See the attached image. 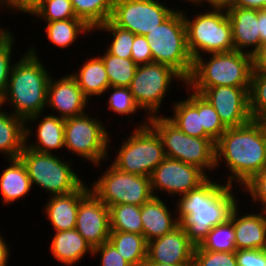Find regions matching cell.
Returning a JSON list of instances; mask_svg holds the SVG:
<instances>
[{
    "label": "cell",
    "mask_w": 266,
    "mask_h": 266,
    "mask_svg": "<svg viewBox=\"0 0 266 266\" xmlns=\"http://www.w3.org/2000/svg\"><path fill=\"white\" fill-rule=\"evenodd\" d=\"M192 266H238L235 252H214L195 246Z\"/></svg>",
    "instance_id": "cell-38"
},
{
    "label": "cell",
    "mask_w": 266,
    "mask_h": 266,
    "mask_svg": "<svg viewBox=\"0 0 266 266\" xmlns=\"http://www.w3.org/2000/svg\"><path fill=\"white\" fill-rule=\"evenodd\" d=\"M90 190L108 207L115 204L142 206L153 196L150 177L123 172L113 164L92 184Z\"/></svg>",
    "instance_id": "cell-11"
},
{
    "label": "cell",
    "mask_w": 266,
    "mask_h": 266,
    "mask_svg": "<svg viewBox=\"0 0 266 266\" xmlns=\"http://www.w3.org/2000/svg\"><path fill=\"white\" fill-rule=\"evenodd\" d=\"M100 58L105 65L110 87L129 88L138 65L132 59L114 56L107 50Z\"/></svg>",
    "instance_id": "cell-33"
},
{
    "label": "cell",
    "mask_w": 266,
    "mask_h": 266,
    "mask_svg": "<svg viewBox=\"0 0 266 266\" xmlns=\"http://www.w3.org/2000/svg\"><path fill=\"white\" fill-rule=\"evenodd\" d=\"M12 34L0 35V101L5 95L10 72L14 64L11 62V54L14 46V36Z\"/></svg>",
    "instance_id": "cell-39"
},
{
    "label": "cell",
    "mask_w": 266,
    "mask_h": 266,
    "mask_svg": "<svg viewBox=\"0 0 266 266\" xmlns=\"http://www.w3.org/2000/svg\"><path fill=\"white\" fill-rule=\"evenodd\" d=\"M79 69V73L72 72L71 75L89 100L91 96H101L110 87L105 65L100 56L89 58Z\"/></svg>",
    "instance_id": "cell-28"
},
{
    "label": "cell",
    "mask_w": 266,
    "mask_h": 266,
    "mask_svg": "<svg viewBox=\"0 0 266 266\" xmlns=\"http://www.w3.org/2000/svg\"><path fill=\"white\" fill-rule=\"evenodd\" d=\"M104 30L112 33V42L108 45L107 51L117 57L131 59L132 44L135 34L127 29L115 25L110 19L104 24L95 28V30Z\"/></svg>",
    "instance_id": "cell-36"
},
{
    "label": "cell",
    "mask_w": 266,
    "mask_h": 266,
    "mask_svg": "<svg viewBox=\"0 0 266 266\" xmlns=\"http://www.w3.org/2000/svg\"><path fill=\"white\" fill-rule=\"evenodd\" d=\"M174 11L158 0H114L110 20L135 35L145 36Z\"/></svg>",
    "instance_id": "cell-13"
},
{
    "label": "cell",
    "mask_w": 266,
    "mask_h": 266,
    "mask_svg": "<svg viewBox=\"0 0 266 266\" xmlns=\"http://www.w3.org/2000/svg\"><path fill=\"white\" fill-rule=\"evenodd\" d=\"M131 49V59L137 65L153 62L149 42L143 35H135Z\"/></svg>",
    "instance_id": "cell-44"
},
{
    "label": "cell",
    "mask_w": 266,
    "mask_h": 266,
    "mask_svg": "<svg viewBox=\"0 0 266 266\" xmlns=\"http://www.w3.org/2000/svg\"><path fill=\"white\" fill-rule=\"evenodd\" d=\"M10 33V30L8 29H3V28H0V35H3V34H8Z\"/></svg>",
    "instance_id": "cell-54"
},
{
    "label": "cell",
    "mask_w": 266,
    "mask_h": 266,
    "mask_svg": "<svg viewBox=\"0 0 266 266\" xmlns=\"http://www.w3.org/2000/svg\"><path fill=\"white\" fill-rule=\"evenodd\" d=\"M238 266H266V254L263 249H245L235 251Z\"/></svg>",
    "instance_id": "cell-45"
},
{
    "label": "cell",
    "mask_w": 266,
    "mask_h": 266,
    "mask_svg": "<svg viewBox=\"0 0 266 266\" xmlns=\"http://www.w3.org/2000/svg\"><path fill=\"white\" fill-rule=\"evenodd\" d=\"M92 31L95 30L79 18L47 22L46 26L48 41L61 49L72 45L79 34H92Z\"/></svg>",
    "instance_id": "cell-30"
},
{
    "label": "cell",
    "mask_w": 266,
    "mask_h": 266,
    "mask_svg": "<svg viewBox=\"0 0 266 266\" xmlns=\"http://www.w3.org/2000/svg\"><path fill=\"white\" fill-rule=\"evenodd\" d=\"M89 99L83 94L74 77L69 74L57 81L50 77L47 104L59 112L58 117L68 119L85 113Z\"/></svg>",
    "instance_id": "cell-18"
},
{
    "label": "cell",
    "mask_w": 266,
    "mask_h": 266,
    "mask_svg": "<svg viewBox=\"0 0 266 266\" xmlns=\"http://www.w3.org/2000/svg\"><path fill=\"white\" fill-rule=\"evenodd\" d=\"M254 120L260 126L264 138L266 139V113L257 116Z\"/></svg>",
    "instance_id": "cell-52"
},
{
    "label": "cell",
    "mask_w": 266,
    "mask_h": 266,
    "mask_svg": "<svg viewBox=\"0 0 266 266\" xmlns=\"http://www.w3.org/2000/svg\"><path fill=\"white\" fill-rule=\"evenodd\" d=\"M249 111L254 120L266 113V72L253 70L249 90Z\"/></svg>",
    "instance_id": "cell-37"
},
{
    "label": "cell",
    "mask_w": 266,
    "mask_h": 266,
    "mask_svg": "<svg viewBox=\"0 0 266 266\" xmlns=\"http://www.w3.org/2000/svg\"><path fill=\"white\" fill-rule=\"evenodd\" d=\"M194 249L195 245L179 224L168 234L147 243L146 262L192 265Z\"/></svg>",
    "instance_id": "cell-17"
},
{
    "label": "cell",
    "mask_w": 266,
    "mask_h": 266,
    "mask_svg": "<svg viewBox=\"0 0 266 266\" xmlns=\"http://www.w3.org/2000/svg\"><path fill=\"white\" fill-rule=\"evenodd\" d=\"M141 220L147 243L168 234L180 224L158 195L152 196L141 206Z\"/></svg>",
    "instance_id": "cell-23"
},
{
    "label": "cell",
    "mask_w": 266,
    "mask_h": 266,
    "mask_svg": "<svg viewBox=\"0 0 266 266\" xmlns=\"http://www.w3.org/2000/svg\"><path fill=\"white\" fill-rule=\"evenodd\" d=\"M148 124L159 134L166 157L196 166L204 173L217 169L215 166L216 142L212 138L189 136L179 130L167 116L151 117Z\"/></svg>",
    "instance_id": "cell-6"
},
{
    "label": "cell",
    "mask_w": 266,
    "mask_h": 266,
    "mask_svg": "<svg viewBox=\"0 0 266 266\" xmlns=\"http://www.w3.org/2000/svg\"><path fill=\"white\" fill-rule=\"evenodd\" d=\"M148 123L149 118L141 122L119 148L112 161L119 170L150 177L166 157L159 134Z\"/></svg>",
    "instance_id": "cell-8"
},
{
    "label": "cell",
    "mask_w": 266,
    "mask_h": 266,
    "mask_svg": "<svg viewBox=\"0 0 266 266\" xmlns=\"http://www.w3.org/2000/svg\"><path fill=\"white\" fill-rule=\"evenodd\" d=\"M232 189L233 185H222L208 178L197 189L180 196L175 204L177 220L195 246L202 242L214 226L229 219L238 203Z\"/></svg>",
    "instance_id": "cell-1"
},
{
    "label": "cell",
    "mask_w": 266,
    "mask_h": 266,
    "mask_svg": "<svg viewBox=\"0 0 266 266\" xmlns=\"http://www.w3.org/2000/svg\"><path fill=\"white\" fill-rule=\"evenodd\" d=\"M242 187L251 195L252 201L260 202L263 207L261 210L266 211V168L255 174Z\"/></svg>",
    "instance_id": "cell-42"
},
{
    "label": "cell",
    "mask_w": 266,
    "mask_h": 266,
    "mask_svg": "<svg viewBox=\"0 0 266 266\" xmlns=\"http://www.w3.org/2000/svg\"><path fill=\"white\" fill-rule=\"evenodd\" d=\"M75 229L92 248L108 241L109 207L91 190L80 200Z\"/></svg>",
    "instance_id": "cell-16"
},
{
    "label": "cell",
    "mask_w": 266,
    "mask_h": 266,
    "mask_svg": "<svg viewBox=\"0 0 266 266\" xmlns=\"http://www.w3.org/2000/svg\"><path fill=\"white\" fill-rule=\"evenodd\" d=\"M203 2H205L204 4H206V2L209 4V8L210 6L213 9H228L230 7H233V4L235 2V0H199V4H202Z\"/></svg>",
    "instance_id": "cell-49"
},
{
    "label": "cell",
    "mask_w": 266,
    "mask_h": 266,
    "mask_svg": "<svg viewBox=\"0 0 266 266\" xmlns=\"http://www.w3.org/2000/svg\"><path fill=\"white\" fill-rule=\"evenodd\" d=\"M8 161L10 165L0 174V191L3 202L7 205L24 198L32 190L30 178L21 159Z\"/></svg>",
    "instance_id": "cell-27"
},
{
    "label": "cell",
    "mask_w": 266,
    "mask_h": 266,
    "mask_svg": "<svg viewBox=\"0 0 266 266\" xmlns=\"http://www.w3.org/2000/svg\"><path fill=\"white\" fill-rule=\"evenodd\" d=\"M258 23L261 43L266 42V9L258 10Z\"/></svg>",
    "instance_id": "cell-50"
},
{
    "label": "cell",
    "mask_w": 266,
    "mask_h": 266,
    "mask_svg": "<svg viewBox=\"0 0 266 266\" xmlns=\"http://www.w3.org/2000/svg\"><path fill=\"white\" fill-rule=\"evenodd\" d=\"M6 4L5 8H11V10H17L26 13L33 5L34 0H3Z\"/></svg>",
    "instance_id": "cell-47"
},
{
    "label": "cell",
    "mask_w": 266,
    "mask_h": 266,
    "mask_svg": "<svg viewBox=\"0 0 266 266\" xmlns=\"http://www.w3.org/2000/svg\"><path fill=\"white\" fill-rule=\"evenodd\" d=\"M27 13L46 22L77 18L71 0H36Z\"/></svg>",
    "instance_id": "cell-34"
},
{
    "label": "cell",
    "mask_w": 266,
    "mask_h": 266,
    "mask_svg": "<svg viewBox=\"0 0 266 266\" xmlns=\"http://www.w3.org/2000/svg\"><path fill=\"white\" fill-rule=\"evenodd\" d=\"M88 113L65 119V148L94 165L108 158L109 132L100 119L88 117Z\"/></svg>",
    "instance_id": "cell-10"
},
{
    "label": "cell",
    "mask_w": 266,
    "mask_h": 266,
    "mask_svg": "<svg viewBox=\"0 0 266 266\" xmlns=\"http://www.w3.org/2000/svg\"><path fill=\"white\" fill-rule=\"evenodd\" d=\"M2 5H3L4 7L6 6V4L3 2V0H0V8H1Z\"/></svg>",
    "instance_id": "cell-56"
},
{
    "label": "cell",
    "mask_w": 266,
    "mask_h": 266,
    "mask_svg": "<svg viewBox=\"0 0 266 266\" xmlns=\"http://www.w3.org/2000/svg\"><path fill=\"white\" fill-rule=\"evenodd\" d=\"M183 13L175 9L165 21L144 37L149 42L153 62L170 66L187 81L191 76L194 60L187 46Z\"/></svg>",
    "instance_id": "cell-5"
},
{
    "label": "cell",
    "mask_w": 266,
    "mask_h": 266,
    "mask_svg": "<svg viewBox=\"0 0 266 266\" xmlns=\"http://www.w3.org/2000/svg\"><path fill=\"white\" fill-rule=\"evenodd\" d=\"M186 1H188V2H192L191 4H195V5H198V3H199V0H186Z\"/></svg>",
    "instance_id": "cell-55"
},
{
    "label": "cell",
    "mask_w": 266,
    "mask_h": 266,
    "mask_svg": "<svg viewBox=\"0 0 266 266\" xmlns=\"http://www.w3.org/2000/svg\"><path fill=\"white\" fill-rule=\"evenodd\" d=\"M263 250H264V252H265V254H266V244H265V246H264Z\"/></svg>",
    "instance_id": "cell-57"
},
{
    "label": "cell",
    "mask_w": 266,
    "mask_h": 266,
    "mask_svg": "<svg viewBox=\"0 0 266 266\" xmlns=\"http://www.w3.org/2000/svg\"><path fill=\"white\" fill-rule=\"evenodd\" d=\"M143 266H192V265H172L168 263L145 262Z\"/></svg>",
    "instance_id": "cell-53"
},
{
    "label": "cell",
    "mask_w": 266,
    "mask_h": 266,
    "mask_svg": "<svg viewBox=\"0 0 266 266\" xmlns=\"http://www.w3.org/2000/svg\"><path fill=\"white\" fill-rule=\"evenodd\" d=\"M90 191L85 183L77 190L48 199L45 214L56 232L71 230L76 227V218L80 200Z\"/></svg>",
    "instance_id": "cell-21"
},
{
    "label": "cell",
    "mask_w": 266,
    "mask_h": 266,
    "mask_svg": "<svg viewBox=\"0 0 266 266\" xmlns=\"http://www.w3.org/2000/svg\"><path fill=\"white\" fill-rule=\"evenodd\" d=\"M110 231L130 232L143 235L141 206L115 204L109 206Z\"/></svg>",
    "instance_id": "cell-32"
},
{
    "label": "cell",
    "mask_w": 266,
    "mask_h": 266,
    "mask_svg": "<svg viewBox=\"0 0 266 266\" xmlns=\"http://www.w3.org/2000/svg\"><path fill=\"white\" fill-rule=\"evenodd\" d=\"M20 58L12 66L1 106L8 101L14 107L11 113L26 121L31 116L42 114L47 108L51 74L39 60L34 47L28 48Z\"/></svg>",
    "instance_id": "cell-3"
},
{
    "label": "cell",
    "mask_w": 266,
    "mask_h": 266,
    "mask_svg": "<svg viewBox=\"0 0 266 266\" xmlns=\"http://www.w3.org/2000/svg\"><path fill=\"white\" fill-rule=\"evenodd\" d=\"M113 91L108 100V109L121 115L134 114L140 109L134 101L133 95L127 87H109Z\"/></svg>",
    "instance_id": "cell-40"
},
{
    "label": "cell",
    "mask_w": 266,
    "mask_h": 266,
    "mask_svg": "<svg viewBox=\"0 0 266 266\" xmlns=\"http://www.w3.org/2000/svg\"><path fill=\"white\" fill-rule=\"evenodd\" d=\"M236 205L230 213L237 250L263 249L266 244V211L239 216Z\"/></svg>",
    "instance_id": "cell-20"
},
{
    "label": "cell",
    "mask_w": 266,
    "mask_h": 266,
    "mask_svg": "<svg viewBox=\"0 0 266 266\" xmlns=\"http://www.w3.org/2000/svg\"><path fill=\"white\" fill-rule=\"evenodd\" d=\"M192 90L213 106L227 128L239 127L252 120L249 111L250 87L216 86Z\"/></svg>",
    "instance_id": "cell-15"
},
{
    "label": "cell",
    "mask_w": 266,
    "mask_h": 266,
    "mask_svg": "<svg viewBox=\"0 0 266 266\" xmlns=\"http://www.w3.org/2000/svg\"><path fill=\"white\" fill-rule=\"evenodd\" d=\"M173 115L167 117L183 133L197 138H211L201 126V94H192L173 104Z\"/></svg>",
    "instance_id": "cell-24"
},
{
    "label": "cell",
    "mask_w": 266,
    "mask_h": 266,
    "mask_svg": "<svg viewBox=\"0 0 266 266\" xmlns=\"http://www.w3.org/2000/svg\"><path fill=\"white\" fill-rule=\"evenodd\" d=\"M227 15L232 25V41L235 50L252 55L261 44L258 10L230 7L227 9ZM250 47L253 49L248 51Z\"/></svg>",
    "instance_id": "cell-19"
},
{
    "label": "cell",
    "mask_w": 266,
    "mask_h": 266,
    "mask_svg": "<svg viewBox=\"0 0 266 266\" xmlns=\"http://www.w3.org/2000/svg\"><path fill=\"white\" fill-rule=\"evenodd\" d=\"M215 166L226 163L231 172L226 184L238 182L242 187L255 174L266 168V139L260 126L251 120L239 127H230L215 143ZM221 159V161H220Z\"/></svg>",
    "instance_id": "cell-2"
},
{
    "label": "cell",
    "mask_w": 266,
    "mask_h": 266,
    "mask_svg": "<svg viewBox=\"0 0 266 266\" xmlns=\"http://www.w3.org/2000/svg\"><path fill=\"white\" fill-rule=\"evenodd\" d=\"M98 253L101 256L100 266H132L119 254L109 241L93 248V255L98 256Z\"/></svg>",
    "instance_id": "cell-43"
},
{
    "label": "cell",
    "mask_w": 266,
    "mask_h": 266,
    "mask_svg": "<svg viewBox=\"0 0 266 266\" xmlns=\"http://www.w3.org/2000/svg\"><path fill=\"white\" fill-rule=\"evenodd\" d=\"M207 10L191 20L183 14L188 50L195 60L203 53L213 54L234 51L232 25L226 9Z\"/></svg>",
    "instance_id": "cell-7"
},
{
    "label": "cell",
    "mask_w": 266,
    "mask_h": 266,
    "mask_svg": "<svg viewBox=\"0 0 266 266\" xmlns=\"http://www.w3.org/2000/svg\"><path fill=\"white\" fill-rule=\"evenodd\" d=\"M201 126L216 142L227 130L213 106L201 95Z\"/></svg>",
    "instance_id": "cell-41"
},
{
    "label": "cell",
    "mask_w": 266,
    "mask_h": 266,
    "mask_svg": "<svg viewBox=\"0 0 266 266\" xmlns=\"http://www.w3.org/2000/svg\"><path fill=\"white\" fill-rule=\"evenodd\" d=\"M252 69L266 72V42L252 54Z\"/></svg>",
    "instance_id": "cell-46"
},
{
    "label": "cell",
    "mask_w": 266,
    "mask_h": 266,
    "mask_svg": "<svg viewBox=\"0 0 266 266\" xmlns=\"http://www.w3.org/2000/svg\"><path fill=\"white\" fill-rule=\"evenodd\" d=\"M71 3L76 17L94 30L110 19L114 0H71Z\"/></svg>",
    "instance_id": "cell-31"
},
{
    "label": "cell",
    "mask_w": 266,
    "mask_h": 266,
    "mask_svg": "<svg viewBox=\"0 0 266 266\" xmlns=\"http://www.w3.org/2000/svg\"><path fill=\"white\" fill-rule=\"evenodd\" d=\"M108 241L132 266H143L147 259V242L144 235L110 231Z\"/></svg>",
    "instance_id": "cell-29"
},
{
    "label": "cell",
    "mask_w": 266,
    "mask_h": 266,
    "mask_svg": "<svg viewBox=\"0 0 266 266\" xmlns=\"http://www.w3.org/2000/svg\"><path fill=\"white\" fill-rule=\"evenodd\" d=\"M50 250L54 258L66 266L80 262L87 252L93 256V248L75 228L56 232Z\"/></svg>",
    "instance_id": "cell-25"
},
{
    "label": "cell",
    "mask_w": 266,
    "mask_h": 266,
    "mask_svg": "<svg viewBox=\"0 0 266 266\" xmlns=\"http://www.w3.org/2000/svg\"><path fill=\"white\" fill-rule=\"evenodd\" d=\"M26 144V121L0 107V153L7 159L19 158Z\"/></svg>",
    "instance_id": "cell-26"
},
{
    "label": "cell",
    "mask_w": 266,
    "mask_h": 266,
    "mask_svg": "<svg viewBox=\"0 0 266 266\" xmlns=\"http://www.w3.org/2000/svg\"><path fill=\"white\" fill-rule=\"evenodd\" d=\"M209 55L208 60L202 56L194 60L191 76L186 81L188 93L191 89L216 86L250 87L252 55L236 50Z\"/></svg>",
    "instance_id": "cell-4"
},
{
    "label": "cell",
    "mask_w": 266,
    "mask_h": 266,
    "mask_svg": "<svg viewBox=\"0 0 266 266\" xmlns=\"http://www.w3.org/2000/svg\"><path fill=\"white\" fill-rule=\"evenodd\" d=\"M208 178L207 173L196 166L165 157L150 176L152 195L157 196V189L171 196H182L197 189Z\"/></svg>",
    "instance_id": "cell-14"
},
{
    "label": "cell",
    "mask_w": 266,
    "mask_h": 266,
    "mask_svg": "<svg viewBox=\"0 0 266 266\" xmlns=\"http://www.w3.org/2000/svg\"><path fill=\"white\" fill-rule=\"evenodd\" d=\"M175 78L186 84L177 71L165 64L150 62L137 66L129 89L137 106L147 112V118L159 114L160 105Z\"/></svg>",
    "instance_id": "cell-12"
},
{
    "label": "cell",
    "mask_w": 266,
    "mask_h": 266,
    "mask_svg": "<svg viewBox=\"0 0 266 266\" xmlns=\"http://www.w3.org/2000/svg\"><path fill=\"white\" fill-rule=\"evenodd\" d=\"M233 7L263 10L266 9V0H235Z\"/></svg>",
    "instance_id": "cell-48"
},
{
    "label": "cell",
    "mask_w": 266,
    "mask_h": 266,
    "mask_svg": "<svg viewBox=\"0 0 266 266\" xmlns=\"http://www.w3.org/2000/svg\"><path fill=\"white\" fill-rule=\"evenodd\" d=\"M41 113L31 116L26 120V144L25 146L28 149L35 150L37 152L41 153H50L53 154L54 149L59 150L60 148H65V142H64V127H65V120L59 118L57 115L54 114L46 115L45 118L42 117L40 121L37 119L41 118L39 117ZM35 121L38 122L37 126V141L36 143L29 144V138L31 137L32 130L31 127H28L27 124L29 122Z\"/></svg>",
    "instance_id": "cell-22"
},
{
    "label": "cell",
    "mask_w": 266,
    "mask_h": 266,
    "mask_svg": "<svg viewBox=\"0 0 266 266\" xmlns=\"http://www.w3.org/2000/svg\"><path fill=\"white\" fill-rule=\"evenodd\" d=\"M19 158L26 167L31 185H38L51 196L69 194L84 183L73 171L70 161L65 162L55 154L37 152L25 146Z\"/></svg>",
    "instance_id": "cell-9"
},
{
    "label": "cell",
    "mask_w": 266,
    "mask_h": 266,
    "mask_svg": "<svg viewBox=\"0 0 266 266\" xmlns=\"http://www.w3.org/2000/svg\"><path fill=\"white\" fill-rule=\"evenodd\" d=\"M0 235V266H7L8 256L10 254L8 244L5 242L4 238Z\"/></svg>",
    "instance_id": "cell-51"
},
{
    "label": "cell",
    "mask_w": 266,
    "mask_h": 266,
    "mask_svg": "<svg viewBox=\"0 0 266 266\" xmlns=\"http://www.w3.org/2000/svg\"><path fill=\"white\" fill-rule=\"evenodd\" d=\"M199 246L214 252H235V231L233 222L228 219L225 223L214 226Z\"/></svg>",
    "instance_id": "cell-35"
}]
</instances>
